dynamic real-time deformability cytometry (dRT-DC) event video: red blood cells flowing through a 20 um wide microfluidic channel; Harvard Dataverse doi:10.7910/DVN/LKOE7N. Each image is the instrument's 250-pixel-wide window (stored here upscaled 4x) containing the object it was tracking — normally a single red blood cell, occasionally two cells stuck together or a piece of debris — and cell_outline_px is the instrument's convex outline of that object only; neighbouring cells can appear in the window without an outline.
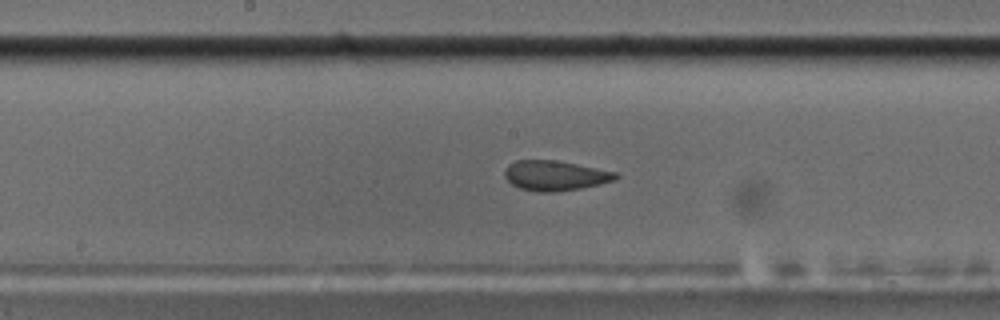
{"species": "common noctule bat (a hibernating species)", "species_latin": "Nyctalus noctula", "temperature_condition": "cold", "stored_images_in_passage": 56, "camera_frame_rate_fps": 3000, "um_per_image_px": 0.085, "animal": {"sex": "male", "body_mass_g": 17.5, "forearm_length_mm": 52.3}, "frame": {"image": 1, "passage_image": 29, "time_ms": 9.333, "image_size_px": [1000, 320], "cell_outline_px": [[620, 176], [616, 180], [600, 184], [580, 188], [556, 192], [536, 192], [520, 188], [512, 184], [504, 176], [504, 172], [508, 164], [516, 160], [556, 160], [616, 172]], "centroid_in_image_um": [47.18, 14.93], "position_along_channel_um": 201.0, "area_um2": 19.42}}
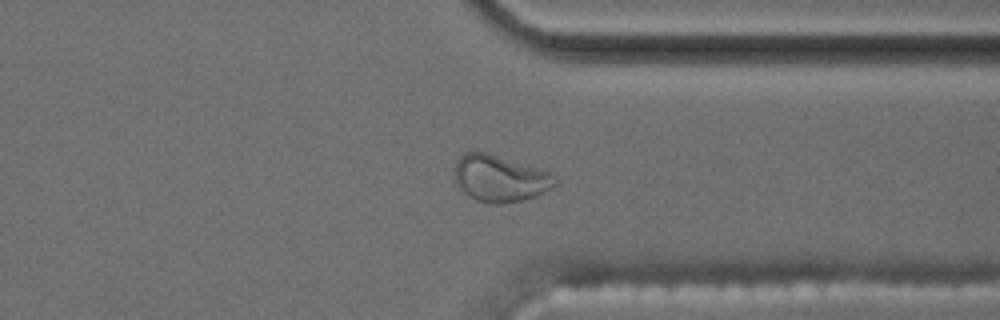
{"frame": {"image": 2, "passage_image": 43, "time_ms": 14.0, "image_size_px": [1000, 320], "cell_outline_px": [[556, 184], [552, 188], [536, 196], [520, 200], [500, 204], [488, 204], [476, 200], [464, 192], [456, 184], [456, 164], [460, 156], [464, 152], [484, 152], [548, 172], [556, 180]], "centroid_in_image_um": [42.47, 15.19], "position_along_channel_um": 368.9, "area_um2": 26.59}}
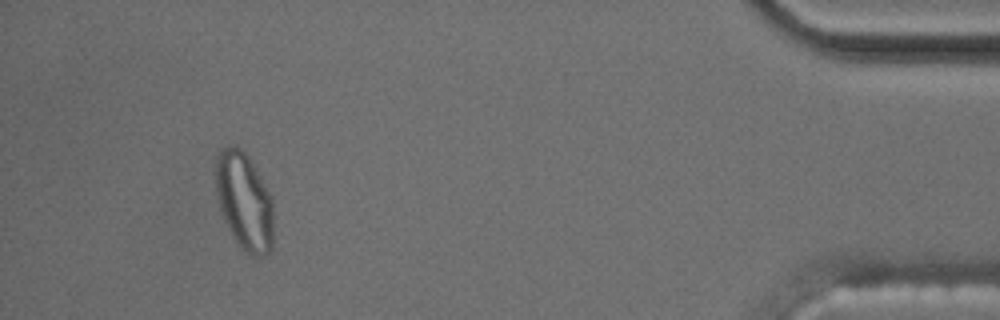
{"frame": {"image": 3, "passage_image": 52, "time_ms": 17.0, "image_size_px": [1000, 320], "cell_outline_px": [[272, 248], [264, 256], [252, 256], [244, 252], [232, 236], [220, 212], [216, 196], [212, 172], [216, 156], [224, 148], [232, 144], [236, 144], [252, 160], [272, 196]], "centroid_in_image_um": [20.71, 17.06], "position_along_channel_um": 414.5, "area_um2": 33.81}, "authors_computed_cell_mechanics": {"area_um2": 19.8832, "velocity_mm_per_s": 3.6094, "shape_relaxation_time_tau1_ms": null, "shape_relaxation_time_tau2_ms": 0.9352, "deformation_change_tau1": null, "deformation_change_tau2": 0.0677}}